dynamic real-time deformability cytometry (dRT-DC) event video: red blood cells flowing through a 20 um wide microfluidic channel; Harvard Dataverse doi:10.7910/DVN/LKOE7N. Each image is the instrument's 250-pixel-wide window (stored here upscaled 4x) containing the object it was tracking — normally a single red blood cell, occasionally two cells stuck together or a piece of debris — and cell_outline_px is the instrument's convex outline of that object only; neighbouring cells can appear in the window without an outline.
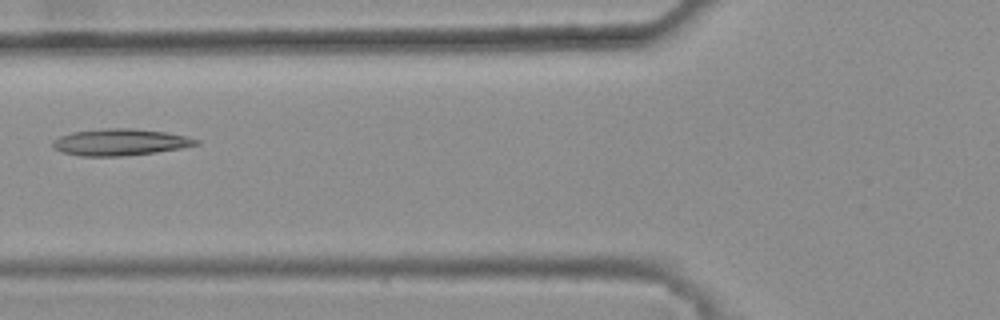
{"species": "common noctule bat (a hibernating species)", "species_latin": "Nyctalus noctula", "temperature_condition": "warm", "stored_images_in_passage": 6, "camera_frame_rate_fps": 3000, "um_per_image_px": 0.085, "animal": {"sex": "female", "body_mass_g": 25.1}, "frame": {"image": 1, "passage_image": 5, "time_ms": 1.333, "image_size_px": [1000, 320], "cell_outline_px": [[200, 144], [180, 148], [156, 152], [124, 156], [80, 156], [60, 152], [52, 148], [52, 140], [60, 136], [72, 132], [104, 128], [132, 128], [164, 132], [184, 136], [200, 140]], "centroid_in_image_um": [10.15, 12.09], "position_along_channel_um": 115.6, "area_um2": 22.31}}
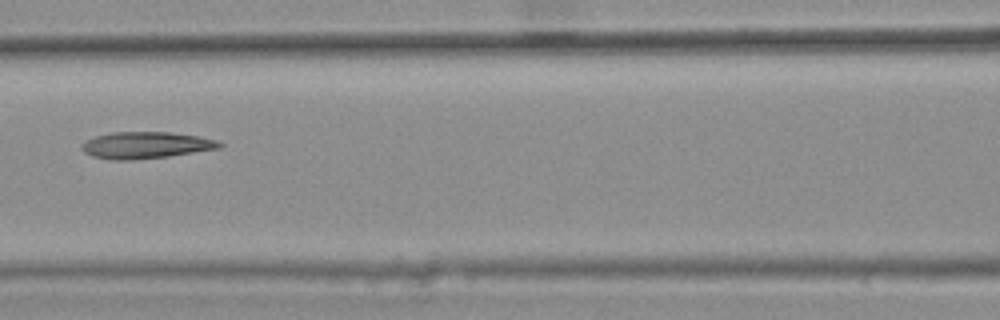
{"frame": {"image": 2, "passage_image": 6, "time_ms": 1.667, "image_size_px": [1000, 320], "cell_outline_px": [[224, 144], [220, 148], [168, 156], [132, 160], [112, 160], [92, 156], [84, 152], [80, 148], [80, 144], [96, 136], [112, 132], [168, 132], [196, 136], [216, 140]], "centroid_in_image_um": [12.36, 12.34], "position_along_channel_um": 154.2, "area_um2": 21.27}}